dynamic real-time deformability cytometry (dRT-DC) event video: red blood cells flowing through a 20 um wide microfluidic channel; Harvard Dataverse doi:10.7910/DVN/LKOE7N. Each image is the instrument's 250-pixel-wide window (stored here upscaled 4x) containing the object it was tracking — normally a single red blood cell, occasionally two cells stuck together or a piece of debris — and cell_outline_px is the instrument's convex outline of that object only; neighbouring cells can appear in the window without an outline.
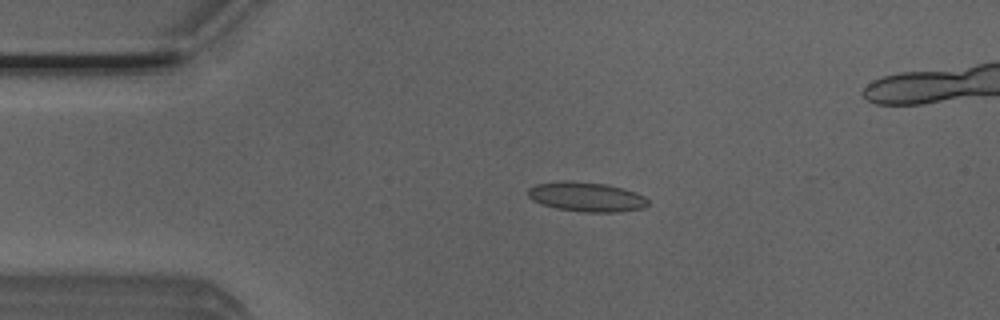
{"species": "Egyptian fruit bat (a non-hibernating species)", "species_latin": "Rousettus aegyptiacus", "temperature_condition": "room temperature", "stored_images_in_passage": 5, "camera_frame_rate_fps": 3000, "um_per_image_px": 0.085, "animal": {"sex": "male"}, "frame": {"image": 1, "passage_image": 3, "time_ms": 0.667, "image_size_px": [1000, 320], "cell_outline_px": [[648, 204], [644, 208], [620, 212], [584, 212], [556, 208], [540, 204], [532, 200], [528, 196], [528, 188], [536, 184], [564, 180], [604, 184], [624, 188], [636, 192], [644, 196], [648, 200]], "centroid_in_image_um": [49.85, 16.73], "position_along_channel_um": 35.2, "area_um2": 20.75}}